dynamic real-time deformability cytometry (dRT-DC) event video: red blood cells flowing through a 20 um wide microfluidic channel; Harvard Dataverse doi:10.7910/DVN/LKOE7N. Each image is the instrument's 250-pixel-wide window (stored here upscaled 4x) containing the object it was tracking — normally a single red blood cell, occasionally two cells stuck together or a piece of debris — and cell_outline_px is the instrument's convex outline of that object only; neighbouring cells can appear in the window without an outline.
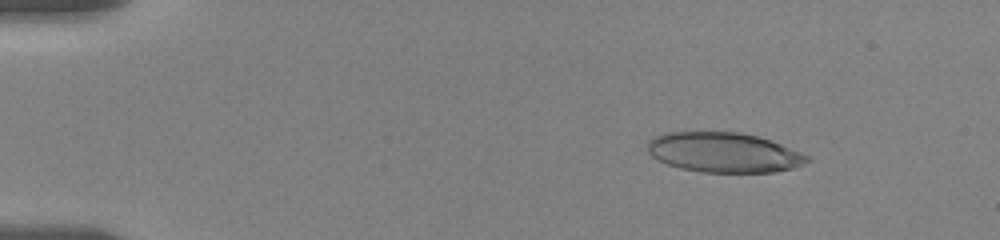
{"species": "human", "species_latin": "Homo sapiens", "temperature_condition": "room temperature", "stored_images_in_passage": 57, "camera_frame_rate_fps": 3000, "um_per_image_px": 0.085, "donor": {"sex": "female"}, "frame": {"image": 1, "passage_image": 8, "time_ms": 2.333, "image_size_px": [1000, 240], "cell_outline_px": [[812, 160], [804, 164], [792, 168], [776, 172], [700, 172], [680, 168], [668, 164], [652, 156], [648, 152], [648, 140], [664, 132], [740, 132], [756, 136], [780, 144], [800, 152], [808, 156]], "centroid_in_image_um": [61.52, 12.96], "position_along_channel_um": 23.5, "area_um2": 36.93}}
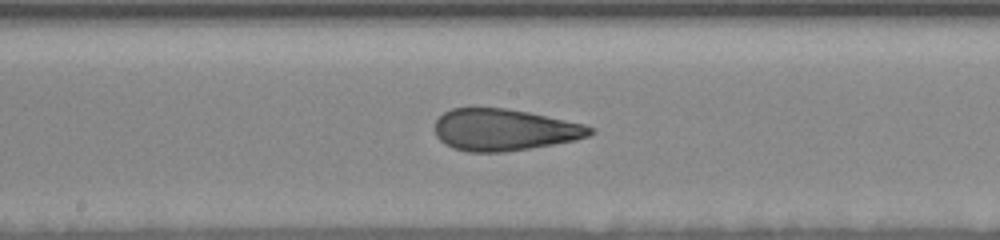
{"frame": {"image": 2, "passage_image": 31, "time_ms": 10.0, "image_size_px": [1000, 240], "cell_outline_px": [[596, 132], [588, 136], [576, 140], [504, 152], [468, 152], [452, 148], [444, 144], [436, 136], [436, 120], [444, 112], [452, 108], [508, 108], [528, 112], [584, 124], [592, 128]], "centroid_in_image_um": [42.85, 11.03], "position_along_channel_um": 205.4, "area_um2": 37.63}}
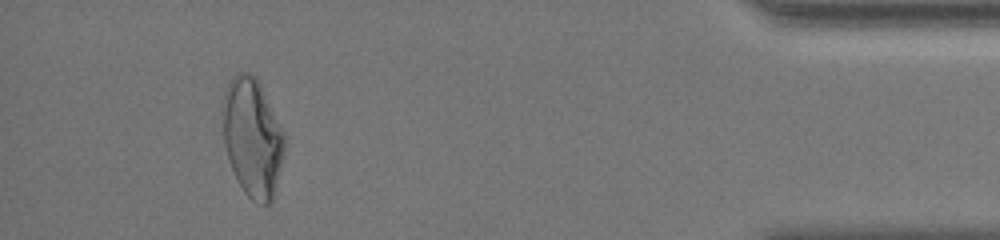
{"frame": {"image": 3, "passage_image": 53, "time_ms": 17.333, "image_size_px": [1000, 240], "cell_outline_px": [[284, 148], [272, 200], [268, 204], [256, 204], [244, 192], [236, 180], [228, 160], [224, 144], [220, 112], [220, 104], [224, 92], [232, 76], [236, 72], [248, 72], [260, 84], [284, 136]], "centroid_in_image_um": [21.37, 11.68], "position_along_channel_um": 413.8, "area_um2": 42.54}, "authors_computed_cell_mechanics": {"area_um2": 38.8416, "velocity_mm_per_s": 3.5577, "shape_relaxation_time_tau1_ms": null, "shape_relaxation_time_tau2_ms": 1.3242, "deformation_change_tau1": null, "deformation_change_tau2": 0.0979}}